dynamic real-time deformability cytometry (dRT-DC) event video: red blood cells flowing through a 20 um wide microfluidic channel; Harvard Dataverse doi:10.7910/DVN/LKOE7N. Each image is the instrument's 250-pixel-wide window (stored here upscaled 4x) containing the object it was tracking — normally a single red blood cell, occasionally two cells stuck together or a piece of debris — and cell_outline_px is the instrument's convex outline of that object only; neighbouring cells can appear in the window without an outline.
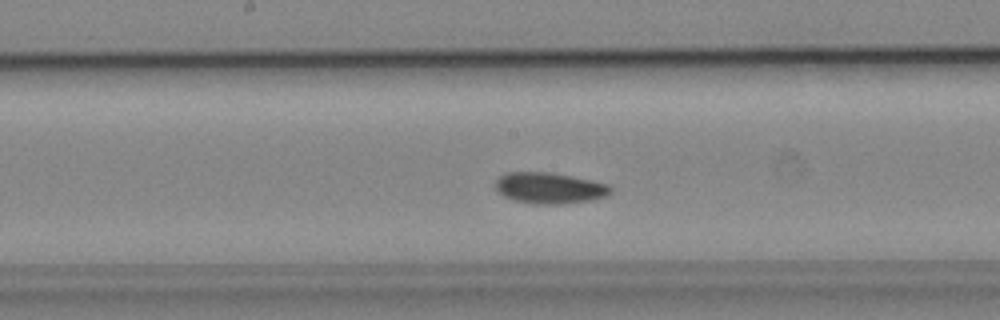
{"species": "common noctule bat (a hibernating species)", "species_latin": "Nyctalus noctula", "temperature_condition": "cold", "stored_images_in_passage": 38, "camera_frame_rate_fps": 3000, "um_per_image_px": 0.085, "animal": {"sex": "male", "body_mass_g": 19.2, "forearm_length_mm": 51.8}, "frame": {"image": 1, "passage_image": 12, "time_ms": 3.667, "image_size_px": [1000, 320], "cell_outline_px": [[612, 192], [604, 196], [592, 200], [564, 204], [532, 204], [512, 200], [504, 196], [496, 188], [496, 180], [500, 176], [508, 172], [548, 172], [572, 176], [592, 180], [608, 184], [612, 188]], "centroid_in_image_um": [46.72, 15.99], "position_along_channel_um": 201.5, "area_um2": 20.92}, "authors_computed_cell_mechanics": {"area_um2": 20.0277, "velocity_mm_per_s": 3.8989, "shape_relaxation_time_tau1_ms": 2.9155, "shape_relaxation_time_tau2_ms": null, "deformation_change_tau1": 0.054, "deformation_change_tau2": null}}